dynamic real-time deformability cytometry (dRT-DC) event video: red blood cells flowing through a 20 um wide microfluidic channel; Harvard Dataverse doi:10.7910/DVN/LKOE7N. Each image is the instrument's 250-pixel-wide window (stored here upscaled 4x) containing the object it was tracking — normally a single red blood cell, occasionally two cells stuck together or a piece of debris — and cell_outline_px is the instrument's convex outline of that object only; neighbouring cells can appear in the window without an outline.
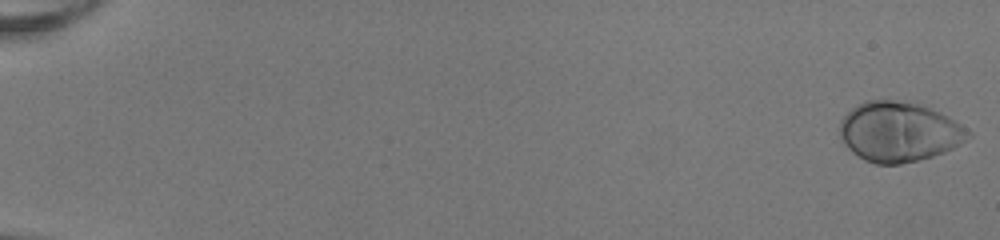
{"species": "human", "species_latin": "Homo sapiens", "temperature_condition": "room temperature", "stored_images_in_passage": 52, "camera_frame_rate_fps": 3000, "um_per_image_px": 0.085, "donor": {"sex": "female"}, "frame": {"image": 1, "passage_image": 1, "time_ms": 0.0, "image_size_px": [1000, 240], "cell_outline_px": [[972, 136], [952, 148], [944, 152], [920, 160], [900, 164], [876, 164], [864, 160], [852, 152], [844, 144], [840, 136], [840, 120], [852, 108], [864, 100], [892, 100], [920, 104], [960, 124], [972, 132]], "centroid_in_image_um": [76.38, 11.22], "position_along_channel_um": 8.6, "area_um2": 44.45}}
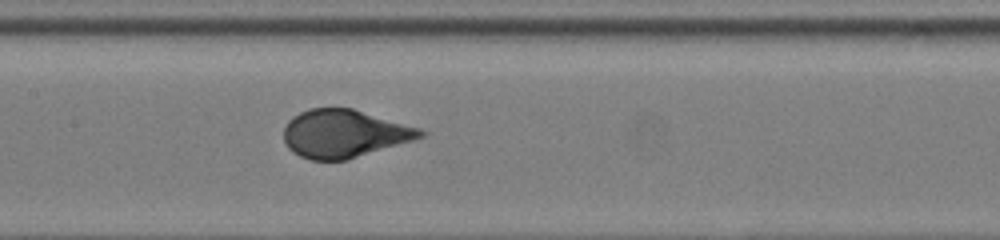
{"frame": {"image": 2, "passage_image": 28, "time_ms": 9.0, "image_size_px": [1000, 240], "cell_outline_px": [[428, 132], [424, 136], [416, 140], [348, 160], [312, 160], [300, 156], [292, 152], [288, 148], [284, 140], [284, 128], [288, 120], [292, 116], [308, 108], [352, 108], [420, 128]], "centroid_in_image_um": [29.27, 11.37], "position_along_channel_um": 178.1, "area_um2": 38.49}}
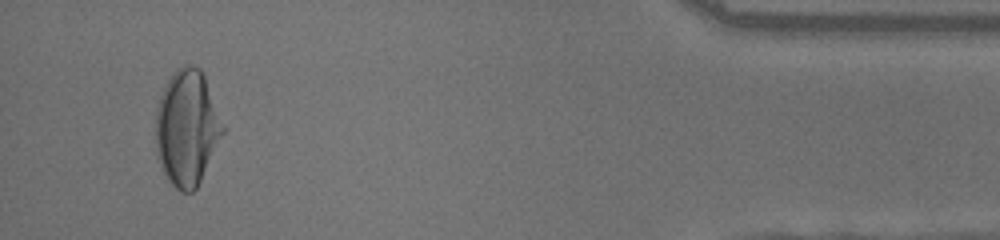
{"frame": {"image": 3, "passage_image": 50, "time_ms": 16.333, "image_size_px": [1000, 240], "cell_outline_px": [[228, 128], [196, 188], [192, 192], [180, 192], [168, 180], [164, 172], [156, 152], [156, 108], [160, 96], [168, 80], [176, 68], [188, 64], [200, 68], [204, 76]], "centroid_in_image_um": [15.94, 10.86], "position_along_channel_um": 419.3, "area_um2": 45.72}, "authors_computed_cell_mechanics": {"area_um2": 40.7201, "velocity_mm_per_s": 4.0561, "shape_relaxation_time_tau1_ms": 3.6076, "shape_relaxation_time_tau2_ms": null, "deformation_change_tau1": 0.2218, "deformation_change_tau2": null}}